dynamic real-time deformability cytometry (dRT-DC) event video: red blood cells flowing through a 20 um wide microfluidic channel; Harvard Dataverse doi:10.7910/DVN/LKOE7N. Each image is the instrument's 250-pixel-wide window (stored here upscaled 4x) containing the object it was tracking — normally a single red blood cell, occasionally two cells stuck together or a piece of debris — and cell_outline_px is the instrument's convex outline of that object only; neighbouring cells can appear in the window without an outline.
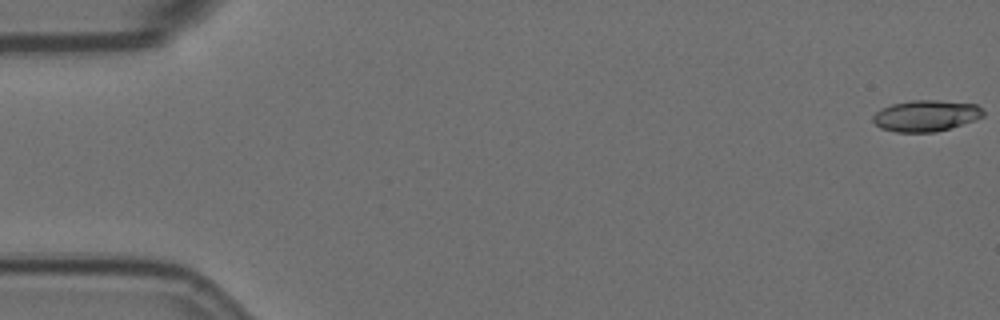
{"species": "Egyptian fruit bat (a non-hibernating species)", "species_latin": "Rousettus aegyptiacus", "temperature_condition": "room temperature", "stored_images_in_passage": 58, "camera_frame_rate_fps": 3000, "um_per_image_px": 0.085, "animal": {"sex": "female"}, "frame": {"image": 1, "passage_image": 1, "time_ms": 0.0, "image_size_px": [1000, 320], "cell_outline_px": [[984, 116], [936, 132], [896, 132], [880, 128], [872, 120], [872, 116], [876, 112], [892, 104], [912, 100], [936, 100], [976, 104], [984, 112]], "centroid_in_image_um": [78.67, 9.83], "position_along_channel_um": 6.3, "area_um2": 19.77}}
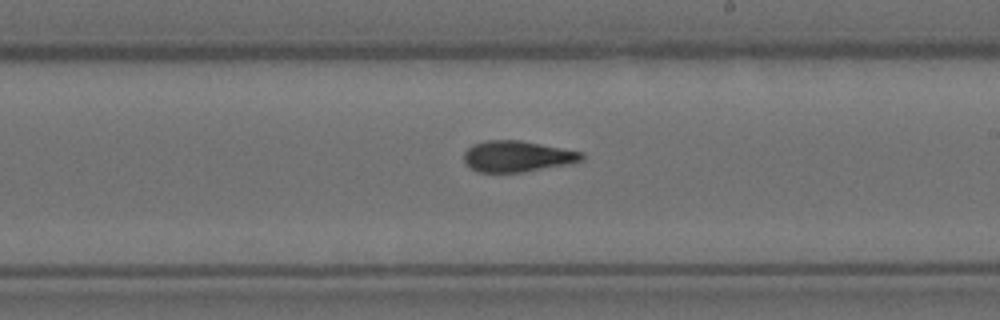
{"frame": {"image": 2, "passage_image": 34, "time_ms": 11.0, "image_size_px": [1000, 320], "cell_outline_px": [[584, 160], [524, 172], [476, 172], [464, 164], [464, 152], [472, 144], [488, 140], [520, 140], [584, 152]], "centroid_in_image_um": [43.92, 13.28], "position_along_channel_um": 245.1, "area_um2": 21.33}}
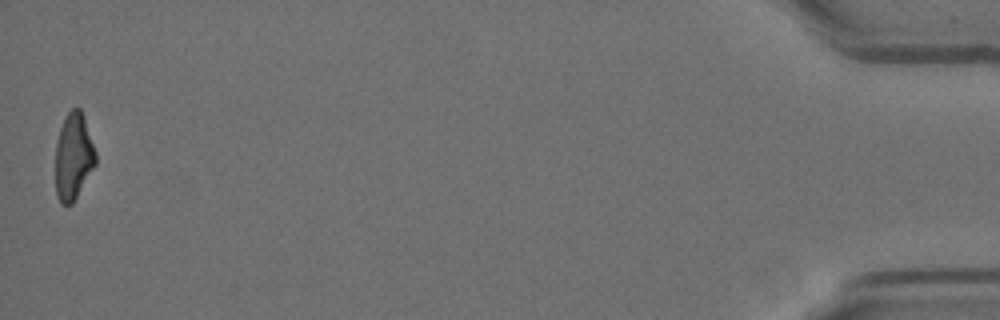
{"frame": {"image": 3, "passage_image": 58, "time_ms": 19.0, "image_size_px": [1000, 320], "cell_outline_px": [[96, 164], [72, 204], [60, 204], [56, 192], [56, 140], [60, 128], [68, 112], [72, 108], [80, 108], [84, 116], [96, 152]], "centroid_in_image_um": [6.25, 13.3], "position_along_channel_um": 429.0, "area_um2": 20.23}, "authors_computed_cell_mechanics": {"area_um2": 21.1837, "velocity_mm_per_s": 3.5129, "shape_relaxation_time_tau1_ms": null, "shape_relaxation_time_tau2_ms": 2.9368, "deformation_change_tau1": null, "deformation_change_tau2": 0.1034}}